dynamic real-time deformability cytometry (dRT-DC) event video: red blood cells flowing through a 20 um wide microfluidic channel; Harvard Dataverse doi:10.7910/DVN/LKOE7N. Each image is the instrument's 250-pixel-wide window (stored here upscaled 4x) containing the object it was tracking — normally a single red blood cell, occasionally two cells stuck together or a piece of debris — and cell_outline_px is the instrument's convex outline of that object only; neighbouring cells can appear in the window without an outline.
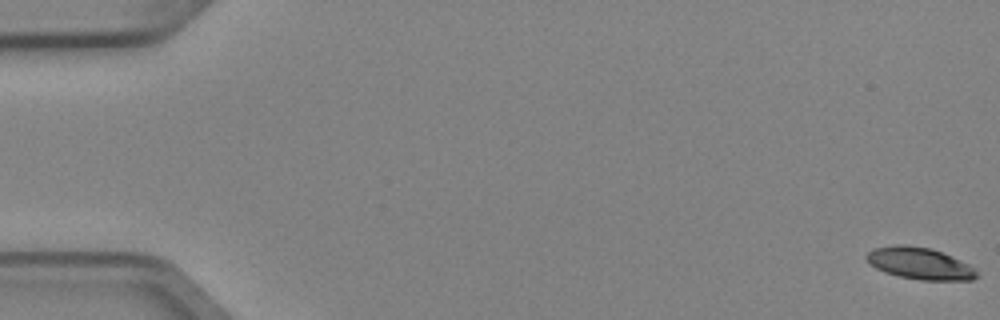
{"species": "Egyptian fruit bat (a non-hibernating species)", "species_latin": "Rousettus aegyptiacus", "temperature_condition": "cold", "stored_images_in_passage": 6, "camera_frame_rate_fps": 3000, "um_per_image_px": 0.085, "animal": {"sex": "female"}, "frame": {"image": 1, "passage_image": 1, "time_ms": 0.0, "image_size_px": [1000, 320], "cell_outline_px": [[976, 276], [972, 280], [920, 280], [900, 276], [884, 272], [876, 268], [864, 256], [872, 248], [896, 244], [904, 244], [932, 248], [952, 256], [968, 264], [976, 272]], "centroid_in_image_um": [78.14, 22.37], "position_along_channel_um": 6.9, "area_um2": 20.35}}
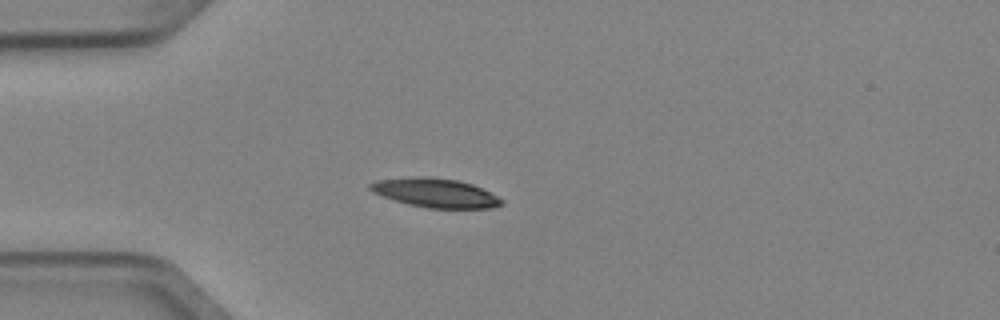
{"frame": {"image": 2, "passage_image": 5, "time_ms": 1.333, "image_size_px": [1000, 320], "cell_outline_px": [[504, 204], [492, 208], [428, 208], [408, 204], [372, 192], [368, 188], [368, 184], [376, 180], [412, 176], [424, 176], [456, 180], [472, 184], [504, 200]], "centroid_in_image_um": [36.98, 16.39], "position_along_channel_um": 48.0, "area_um2": 22.14}}